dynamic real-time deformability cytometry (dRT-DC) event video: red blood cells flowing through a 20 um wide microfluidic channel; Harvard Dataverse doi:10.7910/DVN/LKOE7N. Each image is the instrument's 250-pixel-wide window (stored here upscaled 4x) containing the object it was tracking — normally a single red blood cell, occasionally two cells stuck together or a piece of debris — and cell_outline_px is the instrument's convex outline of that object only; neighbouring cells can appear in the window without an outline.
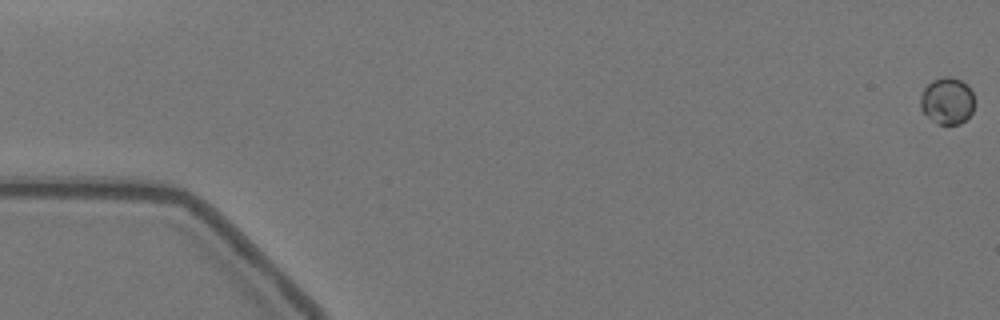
{"species": "Egyptian fruit bat (a non-hibernating species)", "species_latin": "Rousettus aegyptiacus", "temperature_condition": "warm", "stored_images_in_passage": 8, "camera_frame_rate_fps": 3000, "um_per_image_px": 0.085, "animal": {"sex": "female"}, "frame": {"image": 1, "passage_image": 1, "time_ms": 0.0, "image_size_px": [1000, 320], "cell_outline_px": [[976, 100], [972, 112], [960, 124], [940, 124], [928, 116], [920, 108], [920, 96], [924, 88], [932, 80], [944, 76], [948, 76], [960, 80], [968, 84]], "centroid_in_image_um": [80.54, 8.55], "position_along_channel_um": 4.5, "area_um2": 14.8}}